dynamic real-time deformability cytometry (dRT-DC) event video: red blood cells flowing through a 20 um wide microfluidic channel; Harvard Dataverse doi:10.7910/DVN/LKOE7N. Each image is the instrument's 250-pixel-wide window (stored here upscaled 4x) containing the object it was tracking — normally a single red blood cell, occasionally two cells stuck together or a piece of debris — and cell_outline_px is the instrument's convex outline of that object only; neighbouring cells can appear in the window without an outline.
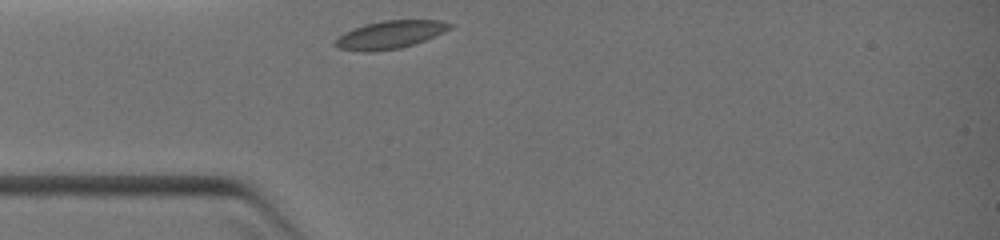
{"species": "common noctule bat (a hibernating species)", "species_latin": "Nyctalus noctula", "temperature_condition": "warm", "stored_images_in_passage": 7, "camera_frame_rate_fps": 3000, "um_per_image_px": 0.085, "animal": {"sex": "female", "body_mass_g": 19.0, "forearm_length_mm": 51.5}, "frame": {"image": 1, "passage_image": 1, "time_ms": 0.0, "image_size_px": [1000, 240], "cell_outline_px": [[456, 24], [452, 28], [444, 32], [424, 40], [400, 48], [372, 52], [360, 52], [340, 48], [332, 44], [344, 32], [352, 28], [364, 24], [384, 20], [440, 20]], "centroid_in_image_um": [33.16, 2.94], "position_along_channel_um": 51.8, "area_um2": 18.73}}
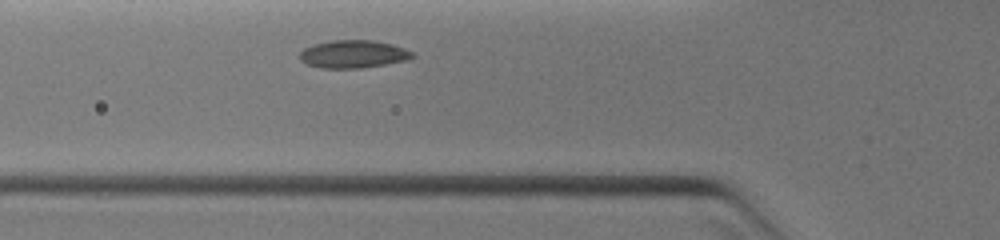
{"frame": {"image": 2, "passage_image": 7, "time_ms": 1.0, "image_size_px": [1000, 240], "cell_outline_px": [[416, 56], [408, 60], [360, 68], [320, 68], [308, 64], [300, 60], [296, 56], [304, 48], [312, 44], [332, 40], [372, 40], [392, 44], [404, 48], [412, 52]], "centroid_in_image_um": [29.99, 4.59], "position_along_channel_um": 95.8, "area_um2": 18.38}}